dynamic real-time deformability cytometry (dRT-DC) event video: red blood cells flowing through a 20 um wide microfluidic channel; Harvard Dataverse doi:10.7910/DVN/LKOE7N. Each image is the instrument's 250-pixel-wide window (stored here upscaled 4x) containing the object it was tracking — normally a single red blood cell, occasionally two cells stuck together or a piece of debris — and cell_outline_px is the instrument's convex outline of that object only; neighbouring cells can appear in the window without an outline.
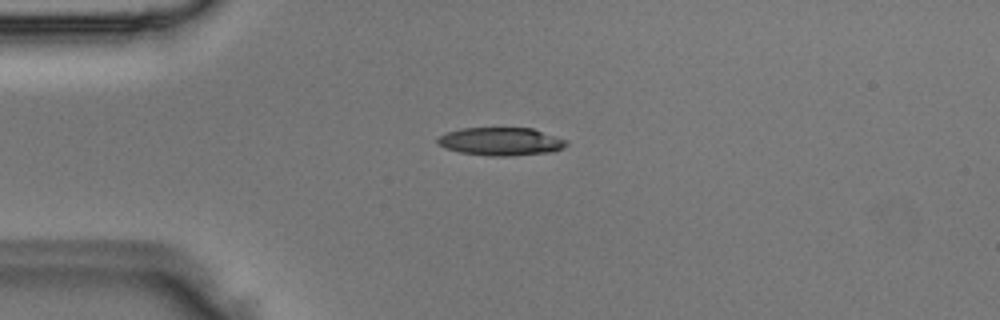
{"species": "Egyptian fruit bat (a non-hibernating species)", "species_latin": "Rousettus aegyptiacus", "temperature_condition": "room temperature", "stored_images_in_passage": 6, "camera_frame_rate_fps": 3000, "um_per_image_px": 0.085, "animal": {"sex": "male"}, "frame": {"image": 1, "passage_image": 3, "time_ms": 0.667, "image_size_px": [1000, 320], "cell_outline_px": [[568, 144], [564, 148], [552, 152], [512, 156], [488, 156], [460, 152], [444, 148], [436, 140], [440, 136], [448, 132], [460, 128], [532, 128], [568, 140]], "centroid_in_image_um": [42.61, 12.03], "position_along_channel_um": 42.4, "area_um2": 21.15}}
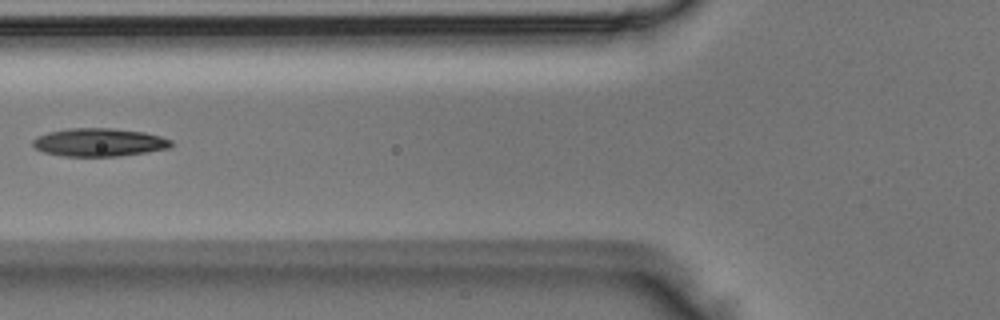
{"frame": {"image": 2, "passage_image": 5, "time_ms": 1.333, "image_size_px": [1000, 320], "cell_outline_px": [[172, 144], [168, 148], [120, 156], [60, 156], [44, 152], [36, 148], [32, 144], [32, 140], [48, 132], [72, 128], [112, 128], [144, 132], [160, 136], [172, 140]], "centroid_in_image_um": [8.42, 12.1], "position_along_channel_um": 117.4, "area_um2": 22.48}}